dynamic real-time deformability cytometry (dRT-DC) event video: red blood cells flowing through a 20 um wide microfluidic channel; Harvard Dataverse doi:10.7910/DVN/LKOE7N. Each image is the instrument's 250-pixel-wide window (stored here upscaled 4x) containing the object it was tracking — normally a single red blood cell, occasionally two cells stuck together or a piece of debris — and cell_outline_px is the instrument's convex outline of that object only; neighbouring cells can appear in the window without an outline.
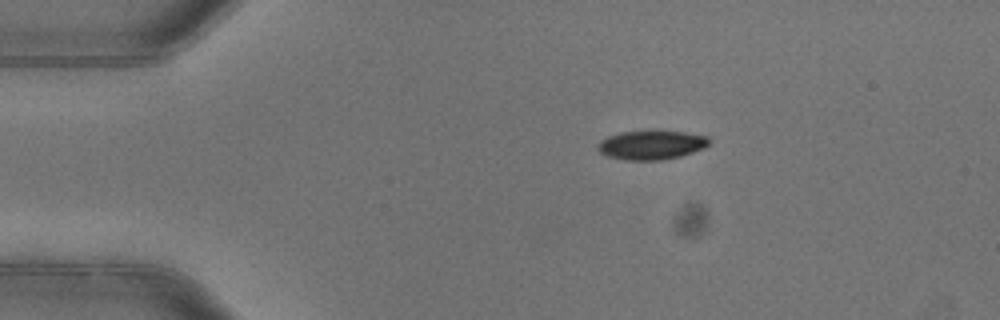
{"species": "common noctule bat (a hibernating species)", "species_latin": "Nyctalus noctula", "temperature_condition": "warm", "stored_images_in_passage": 2, "camera_frame_rate_fps": 3000, "um_per_image_px": 0.085, "animal": {"sex": "female"}, "frame": {"image": 1, "passage_image": 1, "time_ms": 0.0, "image_size_px": [1000, 320], "cell_outline_px": [[712, 140], [704, 148], [680, 156], [664, 160], [624, 160], [608, 156], [600, 152], [596, 148], [596, 144], [600, 140], [608, 136], [620, 132], [684, 132], [708, 136]], "centroid_in_image_um": [55.35, 12.34], "position_along_channel_um": 29.6, "area_um2": 18.73}}